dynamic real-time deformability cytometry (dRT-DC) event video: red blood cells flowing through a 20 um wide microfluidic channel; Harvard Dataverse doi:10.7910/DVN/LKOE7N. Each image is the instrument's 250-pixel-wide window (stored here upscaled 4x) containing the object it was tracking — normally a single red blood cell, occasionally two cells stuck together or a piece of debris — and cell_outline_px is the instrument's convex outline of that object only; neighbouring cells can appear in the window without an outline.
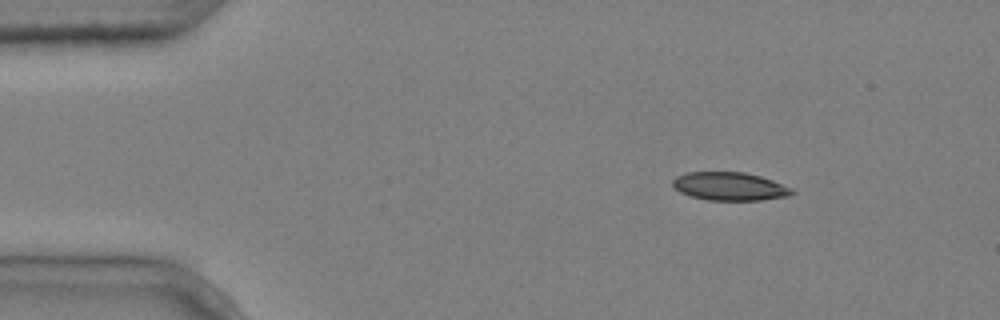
{"species": "common noctule bat (a hibernating species)", "species_latin": "Nyctalus noctula", "temperature_condition": "cold", "stored_images_in_passage": 7, "camera_frame_rate_fps": 3000, "um_per_image_px": 0.085, "animal": {"sex": "male", "body_mass_g": 20.4}, "frame": {"image": 1, "passage_image": 1, "time_ms": 0.0, "image_size_px": [1000, 320], "cell_outline_px": [[796, 192], [788, 196], [760, 200], [708, 200], [688, 196], [680, 192], [672, 184], [672, 180], [676, 176], [688, 172], [744, 172], [760, 176], [772, 180], [792, 188]], "centroid_in_image_um": [62.01, 15.84], "position_along_channel_um": 23.0, "area_um2": 19.65}}
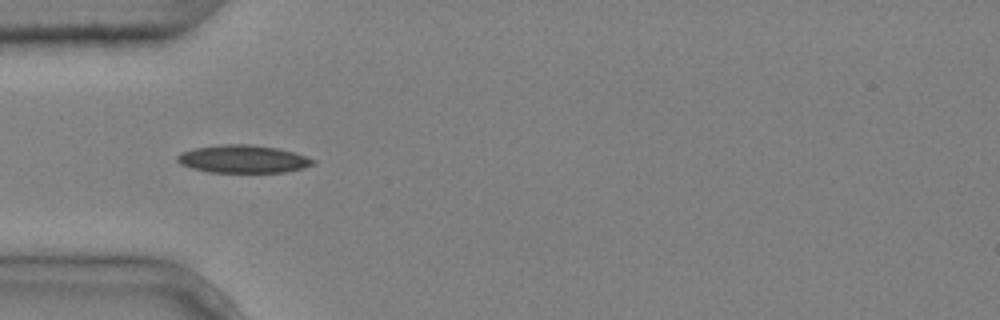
{"frame": {"image": 2, "passage_image": 3, "time_ms": 0.667, "image_size_px": [1000, 320], "cell_outline_px": [[316, 164], [304, 168], [284, 172], [208, 172], [192, 168], [180, 164], [176, 160], [176, 156], [180, 152], [196, 148], [224, 144], [252, 144], [280, 148], [316, 160]], "centroid_in_image_um": [20.67, 13.51], "position_along_channel_um": 64.3, "area_um2": 22.08}}
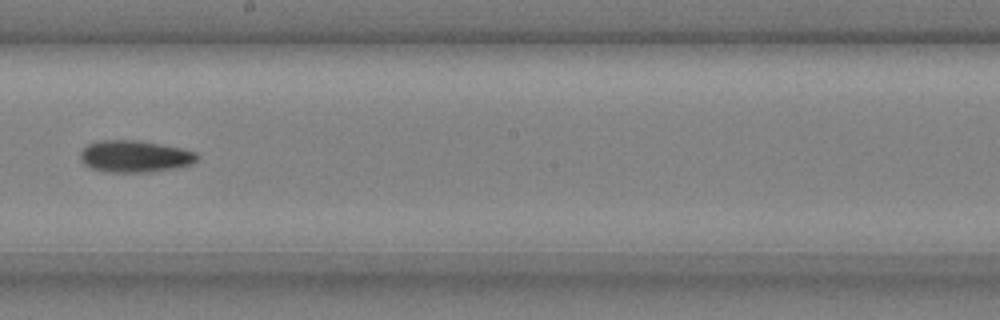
{"frame": {"image": 3, "passage_image": 7, "time_ms": 2.0, "image_size_px": [1000, 320], "cell_outline_px": [[200, 156], [192, 164], [152, 172], [108, 172], [92, 168], [84, 164], [80, 160], [80, 152], [88, 144], [96, 140], [136, 140], [184, 148], [196, 152]], "centroid_in_image_um": [11.46, 13.28], "position_along_channel_um": 236.7, "area_um2": 21.79}}